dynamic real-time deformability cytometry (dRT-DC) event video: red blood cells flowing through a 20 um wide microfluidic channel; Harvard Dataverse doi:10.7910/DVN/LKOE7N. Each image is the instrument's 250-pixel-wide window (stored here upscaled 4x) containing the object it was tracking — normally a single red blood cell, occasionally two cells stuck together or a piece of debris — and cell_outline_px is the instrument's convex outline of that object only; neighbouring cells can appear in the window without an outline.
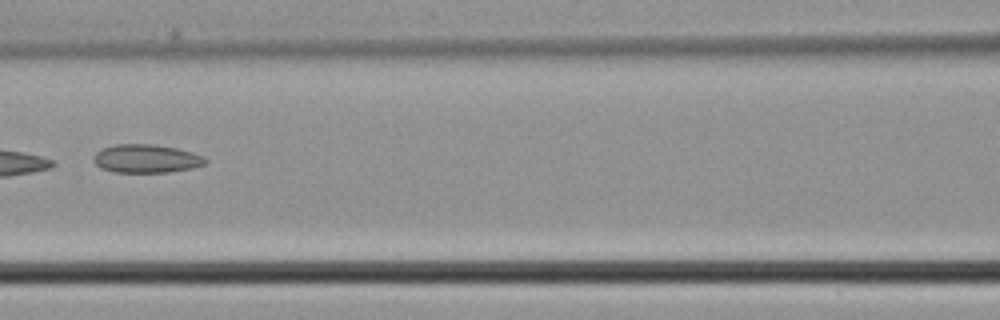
{"species": "common noctule bat (a hibernating species)", "species_latin": "Nyctalus noctula", "temperature_condition": "cold", "stored_images_in_passage": 5, "camera_frame_rate_fps": 3000, "um_per_image_px": 0.085, "animal": {"sex": "male", "body_mass_g": 21.5, "forearm_length_mm": 52.0}, "frame": {"image": 1, "passage_image": 5, "time_ms": 1.333, "image_size_px": [1000, 320], "cell_outline_px": [[208, 160], [204, 164], [192, 168], [168, 172], [112, 172], [100, 168], [92, 160], [96, 152], [100, 148], [116, 144], [156, 144], [176, 148], [192, 152], [204, 156]], "centroid_in_image_um": [12.41, 13.48], "position_along_channel_um": 154.2, "area_um2": 18.67}}